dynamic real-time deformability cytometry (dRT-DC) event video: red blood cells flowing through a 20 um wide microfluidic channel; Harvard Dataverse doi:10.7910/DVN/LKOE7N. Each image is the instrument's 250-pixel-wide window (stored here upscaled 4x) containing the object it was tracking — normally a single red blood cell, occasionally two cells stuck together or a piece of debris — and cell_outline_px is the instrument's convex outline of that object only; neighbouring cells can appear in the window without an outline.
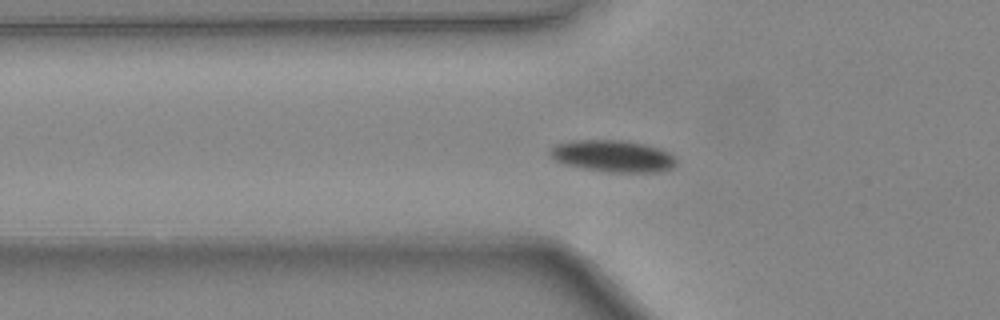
{"species": "common noctule bat (a hibernating species)", "species_latin": "Nyctalus noctula", "temperature_condition": "warm", "stored_images_in_passage": 42, "camera_frame_rate_fps": 3000, "um_per_image_px": 0.085, "animal": {"sex": "female", "body_mass_g": 24.6, "forearm_length_mm": 56.2}, "frame": {"image": 1, "passage_image": 16, "time_ms": 5.0, "image_size_px": [1000, 320], "cell_outline_px": [[676, 164], [672, 168], [656, 172], [608, 172], [584, 168], [564, 164], [556, 160], [548, 152], [556, 144], [576, 140], [624, 140], [644, 144], [660, 148], [668, 152], [676, 160]], "centroid_in_image_um": [52.11, 13.26], "position_along_channel_um": 73.7, "area_um2": 23.24}}
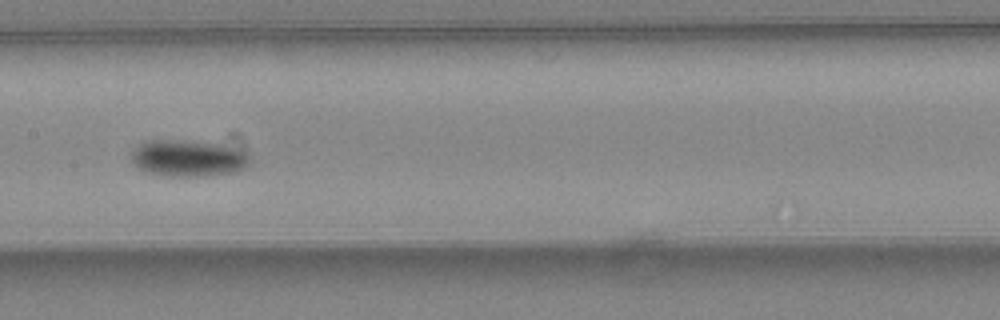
{"frame": {"image": 2, "passage_image": 24, "time_ms": 7.667, "image_size_px": [1000, 320], "cell_outline_px": [[252, 164], [248, 168], [236, 172], [208, 176], [164, 176], [148, 172], [132, 164], [132, 148], [136, 144], [144, 140], [184, 140], [216, 144], [244, 152], [252, 156]], "centroid_in_image_um": [15.99, 13.46], "position_along_channel_um": 191.4, "area_um2": 25.66}}
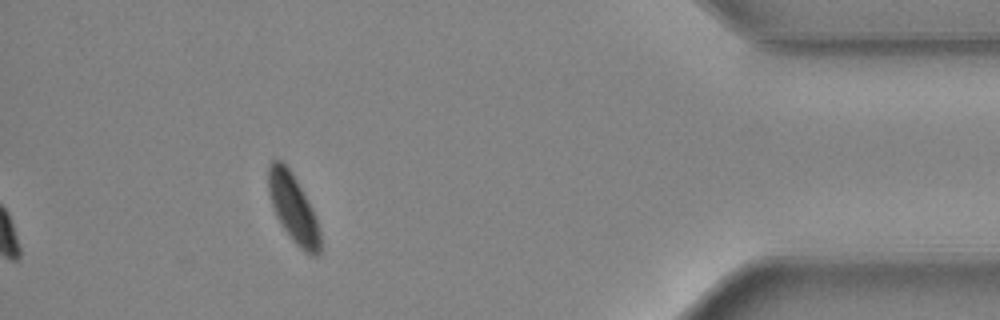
{"frame": {"image": 3, "passage_image": 42, "time_ms": 13.667, "image_size_px": [1000, 320], "cell_outline_px": [[320, 252], [316, 256], [312, 256], [304, 252], [292, 240], [280, 224], [276, 216], [268, 192], [268, 164], [272, 160], [280, 160], [288, 168], [296, 180], [312, 208], [320, 232]], "centroid_in_image_um": [24.91, 17.72], "position_along_channel_um": 410.3, "area_um2": 20.4}, "authors_computed_cell_mechanics": {"area_um2": 22.5998, "velocity_mm_per_s": 4.3974, "shape_relaxation_time_tau1_ms": 3.2785, "shape_relaxation_time_tau2_ms": null, "deformation_change_tau1": 0.11, "deformation_change_tau2": null}}